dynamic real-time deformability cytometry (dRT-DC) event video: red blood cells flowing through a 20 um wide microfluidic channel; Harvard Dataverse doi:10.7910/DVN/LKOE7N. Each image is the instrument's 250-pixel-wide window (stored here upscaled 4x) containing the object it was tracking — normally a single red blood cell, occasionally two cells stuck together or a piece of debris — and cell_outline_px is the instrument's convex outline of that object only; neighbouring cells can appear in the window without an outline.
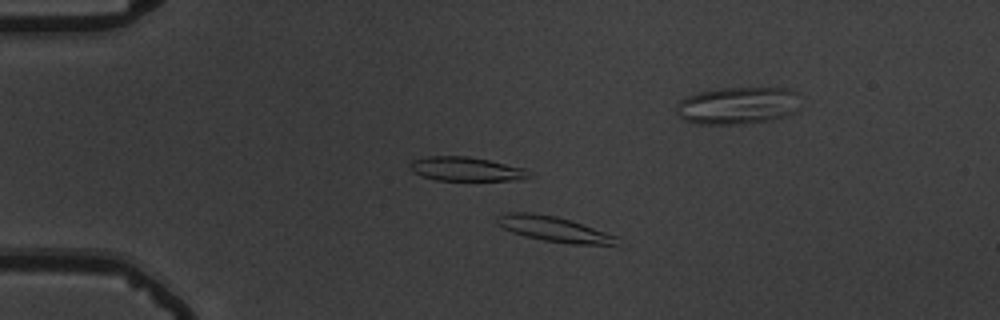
{"species": "common noctule bat (a hibernating species)", "species_latin": "Nyctalus noctula", "temperature_condition": "warm", "stored_images_in_passage": 54, "segment_of_instrument_passage": [1, 2], "camera_frame_rate_fps": 3000, "um_per_image_px": 0.085, "animal": {"sex": "male", "body_mass_g": 19.5, "forearm_length_mm": 54.6}, "frame": {"image": 1, "passage_image": 10, "time_ms": 3.0, "image_size_px": [1000, 320], "cell_outline_px": [[620, 248], [572, 244], [544, 240], [524, 236], [512, 232], [504, 228], [496, 220], [496, 216], [504, 212], [532, 212], [556, 216], [572, 220], [616, 236]], "centroid_in_image_um": [47.2, 19.5], "position_along_channel_um": 37.8, "area_um2": 18.15}}
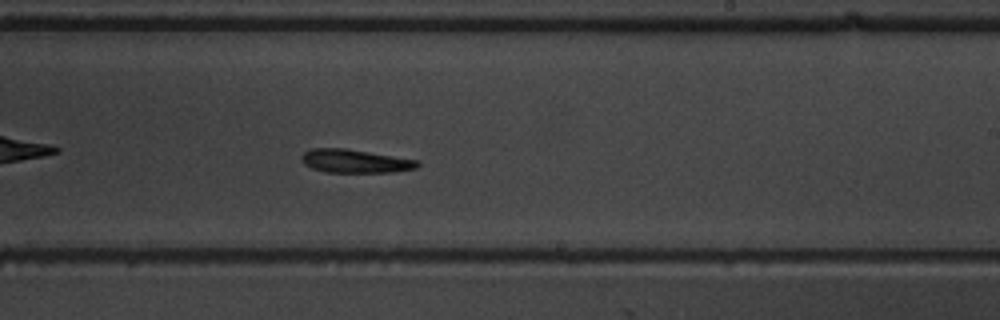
{"frame": {"image": 2, "passage_image": 32, "time_ms": 10.333, "image_size_px": [1000, 320], "cell_outline_px": [[420, 164], [416, 168], [392, 172], [324, 172], [312, 168], [304, 164], [300, 160], [300, 156], [304, 152], [312, 148], [344, 148], [420, 160]], "centroid_in_image_um": [30.16, 13.69], "position_along_channel_um": 258.8, "area_um2": 15.9}}
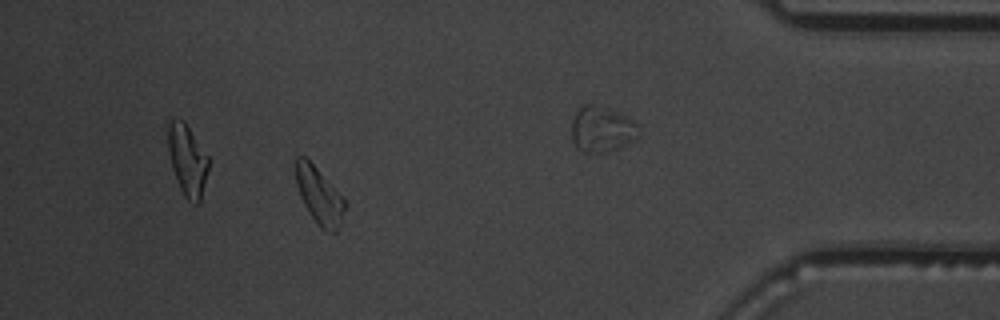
{"frame": {"image": 3, "passage_image": 48, "time_ms": 15.667, "image_size_px": [1000, 320], "cell_outline_px": [[348, 204], [340, 224], [336, 232], [328, 232], [320, 228], [308, 212], [300, 196], [296, 184], [296, 156], [304, 156], [344, 196]], "centroid_in_image_um": [27.17, 16.67], "position_along_channel_um": 408.0, "area_um2": 16.36}}